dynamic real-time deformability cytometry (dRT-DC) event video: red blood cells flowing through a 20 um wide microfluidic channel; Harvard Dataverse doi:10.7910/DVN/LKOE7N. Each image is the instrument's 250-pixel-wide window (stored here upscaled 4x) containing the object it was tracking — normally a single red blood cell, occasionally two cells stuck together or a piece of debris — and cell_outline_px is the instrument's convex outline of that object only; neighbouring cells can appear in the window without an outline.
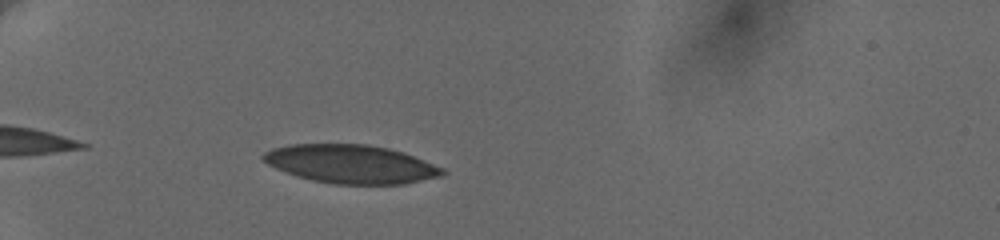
{"species": "human", "species_latin": "Homo sapiens", "temperature_condition": "cold", "stored_images_in_passage": 1, "camera_frame_rate_fps": 3000, "um_per_image_px": 0.085, "donor": {"sex": "female"}, "frame": {"image": 1, "passage_image": 1, "time_ms": 0.0, "image_size_px": [1000, 240], "cell_outline_px": [[448, 172], [444, 176], [404, 184], [336, 184], [312, 180], [296, 176], [276, 168], [260, 160], [260, 156], [264, 152], [272, 148], [288, 144], [368, 144], [388, 148], [404, 152], [444, 168]], "centroid_in_image_um": [29.84, 13.94], "position_along_channel_um": 55.2, "area_um2": 40.58}}